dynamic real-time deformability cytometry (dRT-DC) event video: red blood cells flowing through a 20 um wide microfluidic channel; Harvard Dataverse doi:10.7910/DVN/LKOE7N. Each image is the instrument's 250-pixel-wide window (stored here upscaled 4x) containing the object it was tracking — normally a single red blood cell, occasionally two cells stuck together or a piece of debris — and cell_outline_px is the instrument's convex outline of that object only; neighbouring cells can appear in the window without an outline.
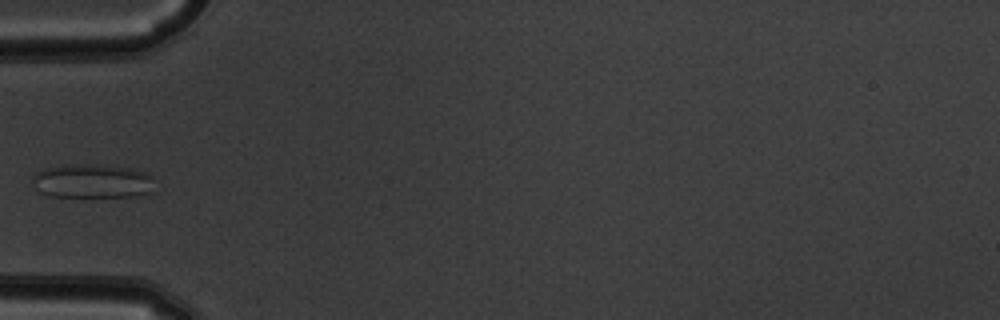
{"species": "common noctule bat (a hibernating species)", "species_latin": "Nyctalus noctula", "temperature_condition": "warm", "stored_images_in_passage": 36, "camera_frame_rate_fps": 3000, "um_per_image_px": 0.085, "animal": {"sex": "male", "body_mass_g": 19.5, "forearm_length_mm": 54.6}, "frame": {"image": 1, "passage_image": 1, "time_ms": 0.0, "image_size_px": [1000, 320], "cell_outline_px": [[156, 192], [136, 196], [52, 196], [40, 192], [36, 188], [32, 180], [32, 176], [36, 172], [44, 168], [64, 164], [92, 164], [132, 168], [144, 172], [152, 176]], "centroid_in_image_um": [7.88, 15.38], "position_along_channel_um": 77.1, "area_um2": 24.51}}
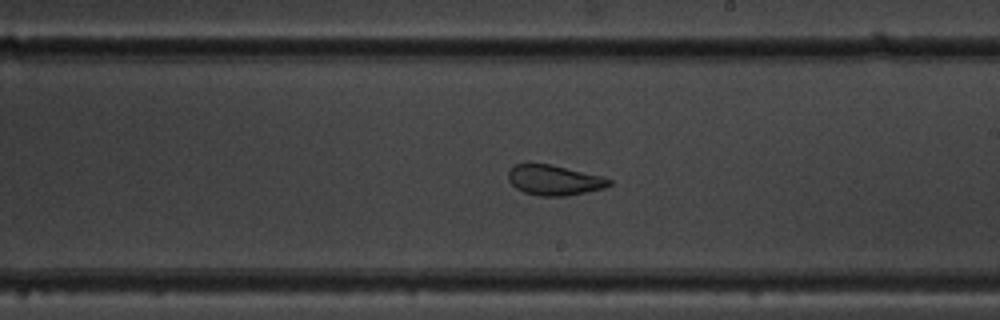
{"frame": {"image": 2, "passage_image": 14, "time_ms": 4.333, "image_size_px": [1000, 320], "cell_outline_px": [[612, 184], [604, 188], [568, 196], [540, 196], [524, 192], [516, 188], [508, 180], [508, 168], [512, 164], [528, 160], [552, 164], [600, 176], [612, 180]], "centroid_in_image_um": [47.01, 15.26], "position_along_channel_um": 242.0, "area_um2": 18.38}}
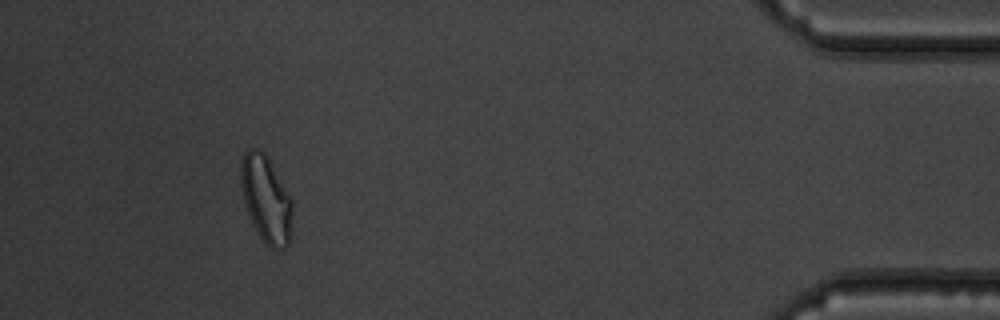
{"frame": {"image": 3, "passage_image": 32, "time_ms": 10.333, "image_size_px": [1000, 320], "cell_outline_px": [[292, 212], [288, 244], [284, 248], [272, 248], [256, 232], [252, 224], [244, 204], [240, 184], [240, 164], [244, 152], [248, 148], [260, 148], [264, 152], [292, 200]], "centroid_in_image_um": [22.57, 16.88], "position_along_channel_um": 412.6, "area_um2": 25.84}}